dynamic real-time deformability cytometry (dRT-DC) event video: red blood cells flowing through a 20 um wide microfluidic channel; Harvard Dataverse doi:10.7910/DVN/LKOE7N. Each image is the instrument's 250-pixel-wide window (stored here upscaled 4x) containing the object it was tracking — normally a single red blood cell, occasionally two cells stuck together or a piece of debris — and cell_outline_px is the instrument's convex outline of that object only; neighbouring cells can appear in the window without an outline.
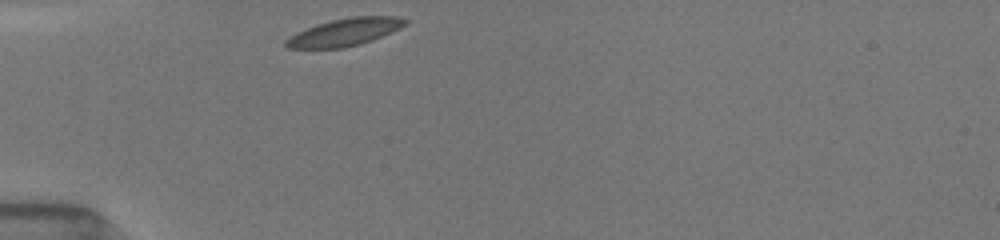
{"species": "common noctule bat (a hibernating species)", "species_latin": "Nyctalus noctula", "temperature_condition": "room temperature", "stored_images_in_passage": 12, "camera_frame_rate_fps": 3000, "um_per_image_px": 0.085, "animal": {"sex": "female", "body_mass_g": 19.5, "forearm_length_mm": 54.1}, "frame": {"image": 1, "passage_image": 1, "time_ms": 0.0, "image_size_px": [1000, 240], "cell_outline_px": [[408, 24], [372, 40], [360, 44], [344, 48], [284, 48], [284, 40], [296, 32], [316, 24], [332, 20], [352, 16], [396, 16], [408, 20]], "centroid_in_image_um": [29.27, 2.73], "position_along_channel_um": 55.7, "area_um2": 19.13}}
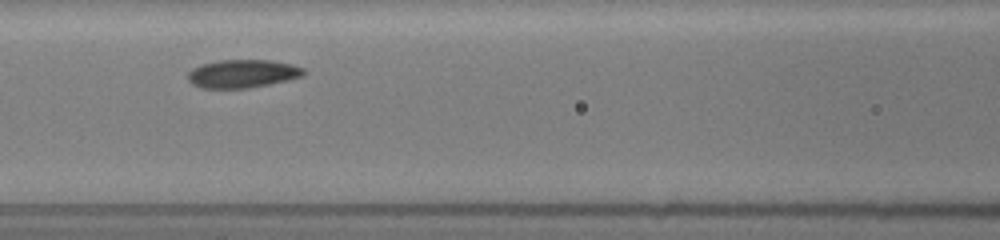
{"frame": {"image": 2, "passage_image": 6, "time_ms": 2.667, "image_size_px": [1000, 240], "cell_outline_px": [[304, 76], [288, 80], [248, 88], [200, 88], [192, 84], [188, 80], [188, 72], [192, 68], [200, 64], [220, 60], [272, 60], [292, 64], [304, 68]], "centroid_in_image_um": [20.6, 6.26], "position_along_channel_um": 146.0, "area_um2": 19.13}}
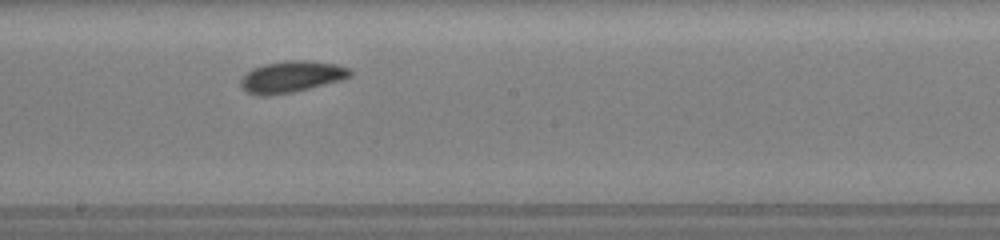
{"frame": {"image": 3, "passage_image": 10, "time_ms": 4.667, "image_size_px": [1000, 240], "cell_outline_px": [[352, 72], [348, 76], [340, 80], [292, 92], [268, 96], [256, 96], [240, 88], [240, 80], [252, 68], [264, 64], [288, 60], [308, 60], [336, 64], [348, 68]], "centroid_in_image_um": [24.71, 6.52], "position_along_channel_um": 223.5, "area_um2": 19.88}}